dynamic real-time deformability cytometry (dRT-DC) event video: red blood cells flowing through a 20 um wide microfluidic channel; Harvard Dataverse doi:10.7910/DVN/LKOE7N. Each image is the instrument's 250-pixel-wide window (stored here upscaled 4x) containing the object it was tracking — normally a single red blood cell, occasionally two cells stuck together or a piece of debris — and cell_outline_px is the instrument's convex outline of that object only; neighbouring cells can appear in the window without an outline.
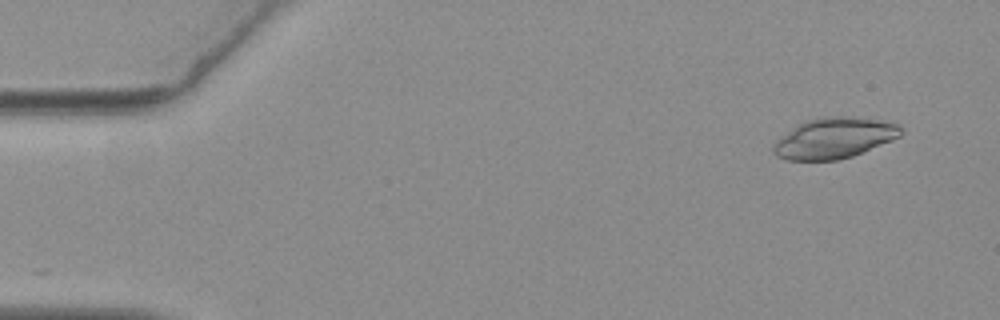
{"species": "common noctule bat (a hibernating species)", "species_latin": "Nyctalus noctula", "temperature_condition": "warm", "stored_images_in_passage": 56, "camera_frame_rate_fps": 3000, "um_per_image_px": 0.085, "animal": {"sex": "female", "body_mass_g": 19.3, "forearm_length_mm": 54.1}, "frame": {"image": 1, "passage_image": 4, "time_ms": 1.0, "image_size_px": [1000, 320], "cell_outline_px": [[904, 132], [900, 136], [892, 140], [852, 156], [836, 160], [788, 160], [776, 156], [772, 152], [772, 144], [776, 140], [804, 120], [820, 116], [852, 116], [880, 120], [900, 124]], "centroid_in_image_um": [70.9, 11.72], "position_along_channel_um": 14.1, "area_um2": 30.46}}